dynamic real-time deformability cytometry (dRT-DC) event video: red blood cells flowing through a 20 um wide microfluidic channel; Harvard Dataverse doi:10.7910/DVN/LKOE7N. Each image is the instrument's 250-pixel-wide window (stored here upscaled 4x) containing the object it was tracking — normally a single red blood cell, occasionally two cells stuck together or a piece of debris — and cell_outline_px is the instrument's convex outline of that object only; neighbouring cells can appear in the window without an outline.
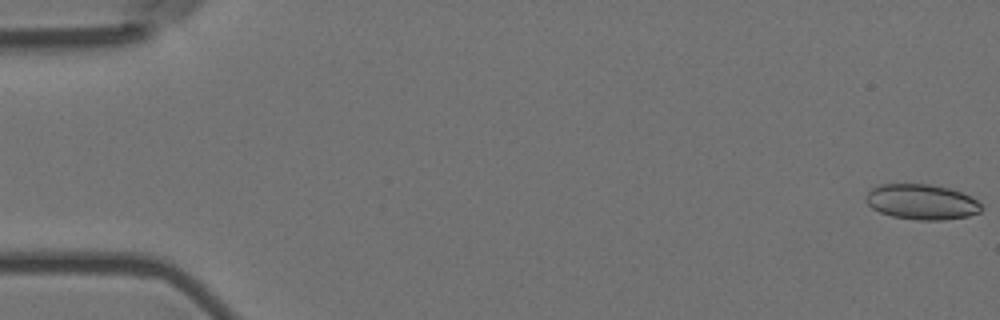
{"species": "Egyptian fruit bat (a non-hibernating species)", "species_latin": "Rousettus aegyptiacus", "temperature_condition": "room temperature", "stored_images_in_passage": 6, "camera_frame_rate_fps": 3000, "um_per_image_px": 0.085, "animal": {"sex": "female"}, "frame": {"image": 1, "passage_image": 1, "time_ms": 0.0, "image_size_px": [1000, 320], "cell_outline_px": [[980, 212], [968, 216], [944, 220], [920, 220], [892, 216], [880, 212], [872, 208], [864, 200], [864, 196], [872, 188], [880, 184], [932, 184], [948, 188], [972, 196], [980, 204]], "centroid_in_image_um": [78.31, 17.15], "position_along_channel_um": 6.7, "area_um2": 23.76}}
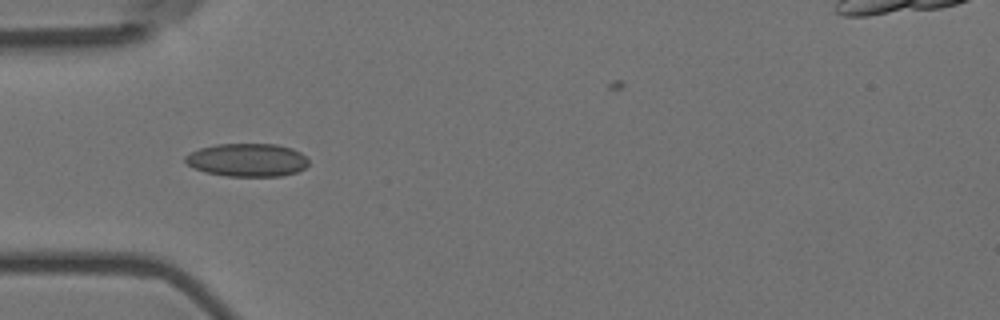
{"frame": {"image": 2, "passage_image": 5, "time_ms": 1.333, "image_size_px": [1000, 320], "cell_outline_px": [[308, 164], [304, 168], [296, 172], [280, 176], [228, 176], [204, 172], [188, 164], [184, 160], [184, 156], [200, 148], [216, 144], [276, 144], [292, 148], [300, 152], [308, 160]], "centroid_in_image_um": [21.02, 13.59], "position_along_channel_um": 64.0, "area_um2": 23.7}}
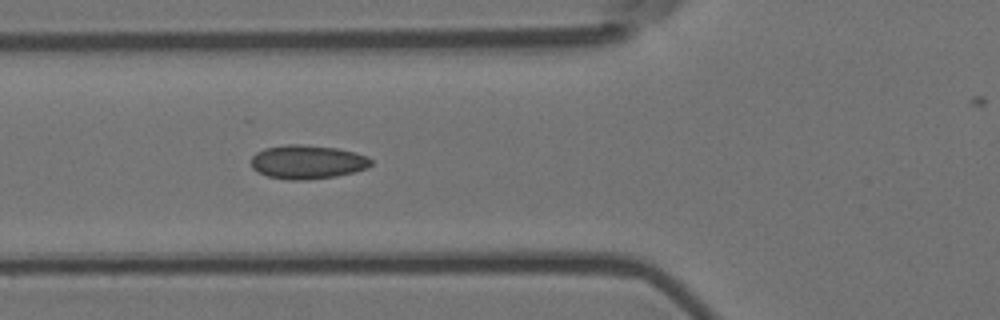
{"frame": {"image": 3, "passage_image": 6, "time_ms": 1.667, "image_size_px": [1000, 320], "cell_outline_px": [[372, 164], [368, 168], [336, 176], [308, 180], [288, 180], [268, 176], [252, 168], [252, 156], [256, 152], [264, 148], [288, 144], [300, 144], [336, 148], [356, 152], [368, 156], [372, 160]], "centroid_in_image_um": [26.15, 13.76], "position_along_channel_um": 99.7, "area_um2": 23.7}}